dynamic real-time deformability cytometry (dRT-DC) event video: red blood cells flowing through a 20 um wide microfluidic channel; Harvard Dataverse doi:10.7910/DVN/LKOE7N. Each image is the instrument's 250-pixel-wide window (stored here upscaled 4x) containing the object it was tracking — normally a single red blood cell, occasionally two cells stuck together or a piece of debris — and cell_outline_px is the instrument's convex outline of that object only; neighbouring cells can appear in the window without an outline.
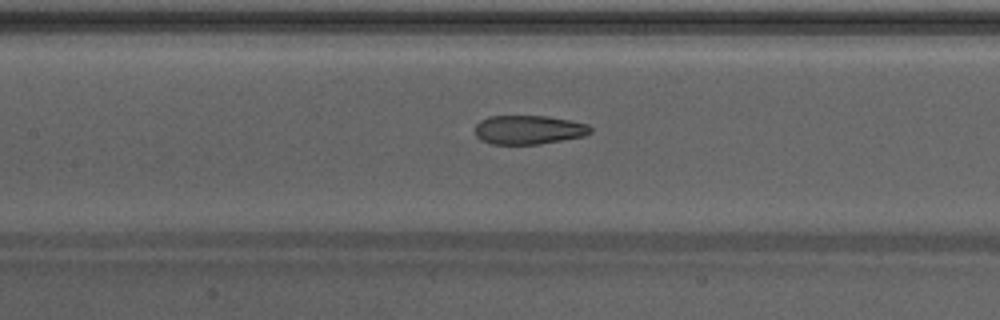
{"species": "Egyptian fruit bat (a non-hibernating species)", "species_latin": "Rousettus aegyptiacus", "temperature_condition": "warm", "stored_images_in_passage": 40, "camera_frame_rate_fps": 3000, "um_per_image_px": 0.085, "animal": {"sex": "male"}, "frame": {"image": 1, "passage_image": 15, "time_ms": 4.667, "image_size_px": [1000, 320], "cell_outline_px": [[592, 132], [584, 136], [540, 144], [492, 144], [480, 140], [476, 136], [476, 124], [480, 120], [488, 116], [548, 116], [588, 124], [592, 128]], "centroid_in_image_um": [44.93, 11.03], "position_along_channel_um": 162.5, "area_um2": 19.54}}
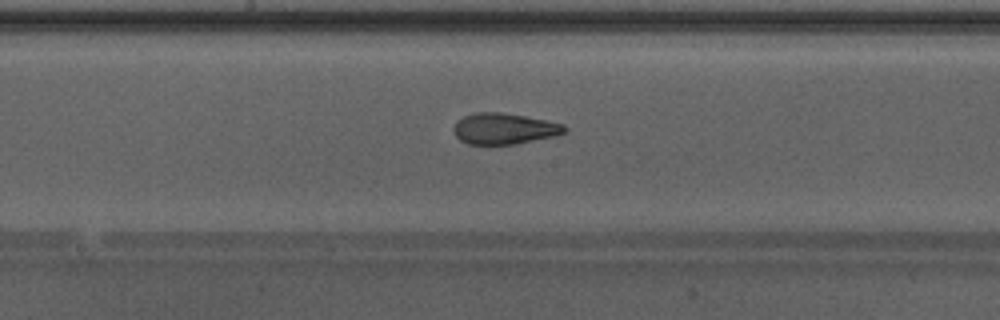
{"frame": {"image": 2, "passage_image": 18, "time_ms": 5.667, "image_size_px": [1000, 320], "cell_outline_px": [[568, 128], [564, 132], [556, 136], [516, 144], [468, 144], [460, 140], [456, 136], [452, 128], [456, 120], [464, 116], [476, 112], [500, 112], [524, 116], [564, 124]], "centroid_in_image_um": [42.83, 10.94], "position_along_channel_um": 205.4, "area_um2": 20.11}}
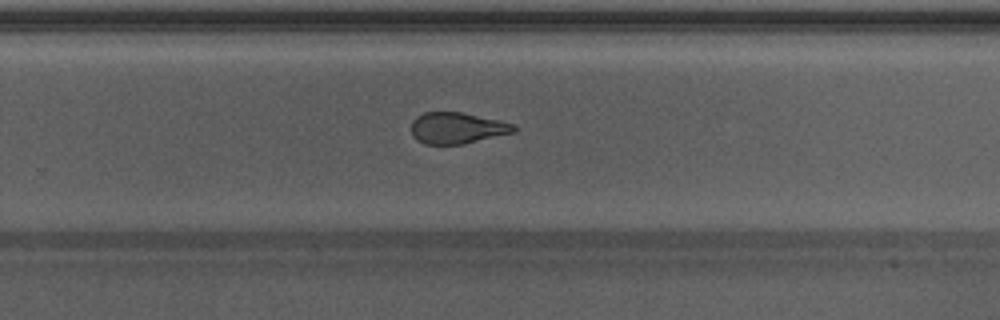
{"frame": {"image": 3, "passage_image": 24, "time_ms": 7.667, "image_size_px": [1000, 320], "cell_outline_px": [[516, 128], [512, 132], [464, 144], [424, 144], [416, 140], [412, 136], [412, 120], [416, 116], [424, 112], [460, 112], [500, 120], [516, 124]], "centroid_in_image_um": [38.82, 10.88], "position_along_channel_um": 291.0, "area_um2": 18.67}, "authors_computed_cell_mechanics": {"area_um2": 20.6346, "velocity_mm_per_s": 4.3009, "shape_relaxation_time_tau1_ms": null, "shape_relaxation_time_tau2_ms": 2.2585, "deformation_change_tau1": null, "deformation_change_tau2": 0.1159}}